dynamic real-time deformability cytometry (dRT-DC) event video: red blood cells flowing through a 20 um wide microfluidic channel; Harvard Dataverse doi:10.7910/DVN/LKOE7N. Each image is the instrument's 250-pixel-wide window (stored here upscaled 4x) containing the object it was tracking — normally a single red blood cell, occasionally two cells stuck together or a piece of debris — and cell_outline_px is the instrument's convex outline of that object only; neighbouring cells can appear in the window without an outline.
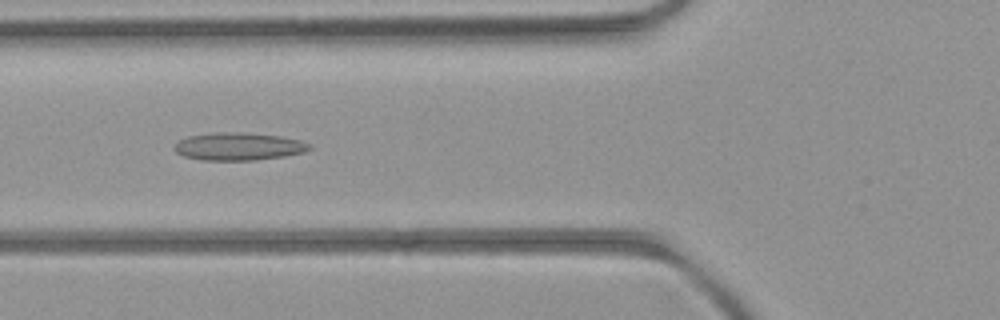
{"species": "common noctule bat (a hibernating species)", "species_latin": "Nyctalus noctula", "temperature_condition": "room temperature", "stored_images_in_passage": 53, "camera_frame_rate_fps": 3000, "um_per_image_px": 0.085, "animal": {"sex": "female", "body_mass_g": 21.9}, "frame": {"image": 1, "passage_image": 20, "time_ms": 6.333, "image_size_px": [1000, 320], "cell_outline_px": [[312, 148], [304, 152], [284, 156], [256, 160], [200, 160], [184, 156], [176, 152], [176, 144], [180, 140], [188, 136], [220, 132], [240, 132], [280, 136], [300, 140], [312, 144]], "centroid_in_image_um": [20.32, 12.45], "position_along_channel_um": 105.5, "area_um2": 21.68}}
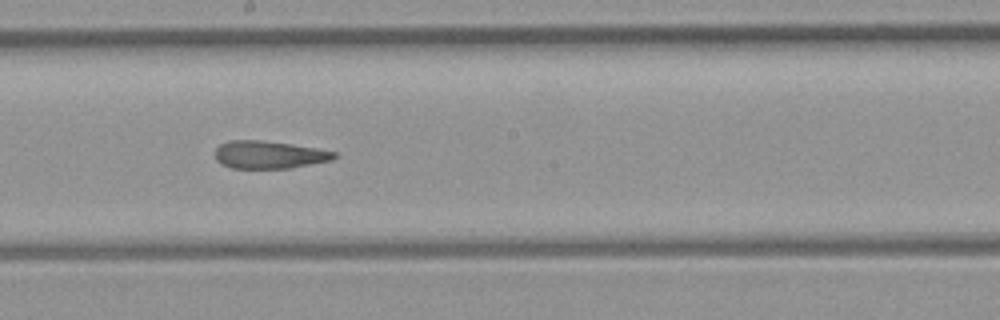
{"frame": {"image": 2, "passage_image": 29, "time_ms": 9.333, "image_size_px": [1000, 320], "cell_outline_px": [[336, 156], [332, 160], [288, 168], [232, 168], [220, 164], [216, 160], [216, 148], [220, 144], [228, 140], [260, 140], [316, 148], [336, 152]], "centroid_in_image_um": [22.83, 13.15], "position_along_channel_um": 225.4, "area_um2": 19.02}}
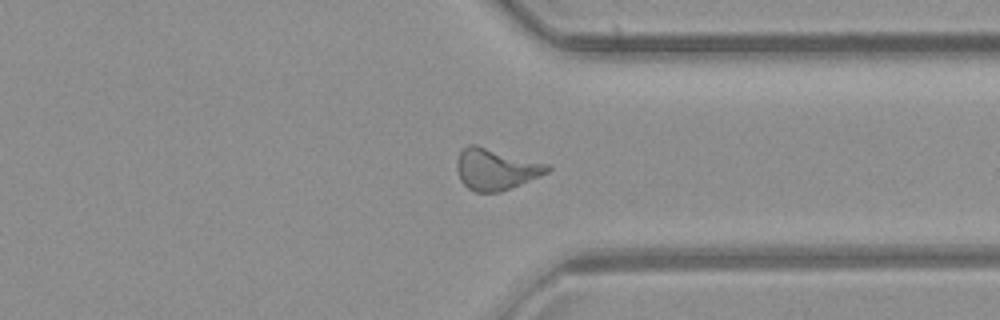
{"frame": {"image": 3, "passage_image": 40, "time_ms": 13.0, "image_size_px": [1000, 320], "cell_outline_px": [[552, 168], [548, 172], [520, 184], [500, 192], [476, 192], [468, 188], [460, 180], [456, 168], [456, 160], [460, 152], [468, 144], [476, 144], [548, 164]], "centroid_in_image_um": [42.11, 14.37], "position_along_channel_um": 369.3, "area_um2": 21.73}, "authors_computed_cell_mechanics": {"area_um2": 21.6172, "velocity_mm_per_s": 3.9716, "shape_relaxation_time_tau1_ms": null, "shape_relaxation_time_tau2_ms": 4.1188, "deformation_change_tau1": null, "deformation_change_tau2": 0.1474}}